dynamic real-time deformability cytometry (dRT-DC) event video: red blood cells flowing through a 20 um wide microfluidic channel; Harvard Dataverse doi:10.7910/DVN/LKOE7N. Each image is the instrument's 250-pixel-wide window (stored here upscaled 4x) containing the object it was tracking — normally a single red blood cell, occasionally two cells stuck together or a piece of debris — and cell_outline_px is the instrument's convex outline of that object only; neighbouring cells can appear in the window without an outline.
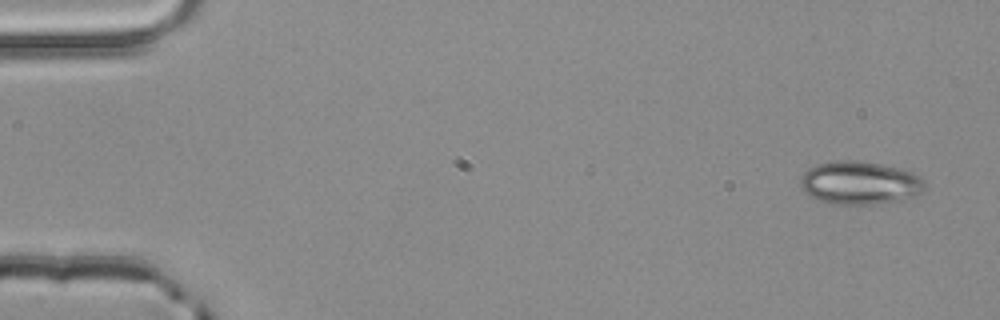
{"species": "common noctule bat (a hibernating species)", "species_latin": "Nyctalus noctula", "temperature_condition": "room temperature", "stored_images_in_passage": 3, "camera_frame_rate_fps": 3000, "um_per_image_px": 0.085, "animal": {"sex": "male", "body_mass_g": 20.4}, "frame": {"image": 1, "passage_image": 1, "time_ms": 0.0, "image_size_px": [1000, 320], "cell_outline_px": [[924, 188], [920, 192], [904, 200], [868, 204], [836, 204], [820, 200], [804, 192], [800, 184], [800, 176], [808, 168], [820, 164], [836, 160], [856, 160], [884, 164], [900, 168], [912, 172], [920, 176], [924, 180]], "centroid_in_image_um": [73.08, 15.52], "position_along_channel_um": 11.9, "area_um2": 31.21}}